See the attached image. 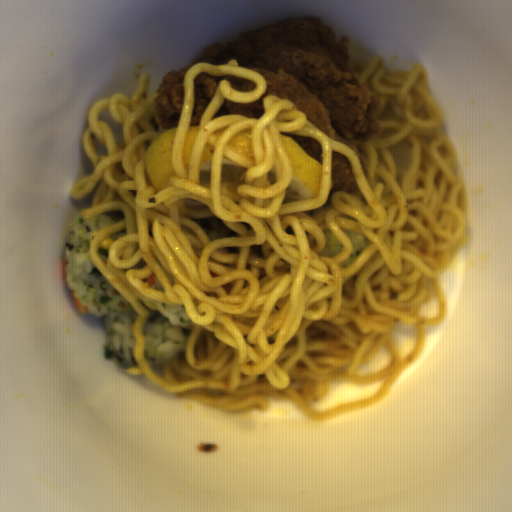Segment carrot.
I'll use <instances>...</instances> for the list:
<instances>
[{
  "mask_svg": "<svg viewBox=\"0 0 512 512\" xmlns=\"http://www.w3.org/2000/svg\"><path fill=\"white\" fill-rule=\"evenodd\" d=\"M73 304L76 308V310L79 312L80 315L87 314V306H82L81 303L78 301L76 294L74 292H71L70 294Z\"/></svg>",
  "mask_w": 512,
  "mask_h": 512,
  "instance_id": "1",
  "label": "carrot"
},
{
  "mask_svg": "<svg viewBox=\"0 0 512 512\" xmlns=\"http://www.w3.org/2000/svg\"><path fill=\"white\" fill-rule=\"evenodd\" d=\"M156 280H157V274H155L154 272L149 274L148 276H146L145 278V281H146V284L149 286V285H155L156 283Z\"/></svg>",
  "mask_w": 512,
  "mask_h": 512,
  "instance_id": "2",
  "label": "carrot"
},
{
  "mask_svg": "<svg viewBox=\"0 0 512 512\" xmlns=\"http://www.w3.org/2000/svg\"><path fill=\"white\" fill-rule=\"evenodd\" d=\"M61 264H62L63 277H64V279H67L66 267H67L68 263H67L66 258L61 259Z\"/></svg>",
  "mask_w": 512,
  "mask_h": 512,
  "instance_id": "3",
  "label": "carrot"
}]
</instances>
